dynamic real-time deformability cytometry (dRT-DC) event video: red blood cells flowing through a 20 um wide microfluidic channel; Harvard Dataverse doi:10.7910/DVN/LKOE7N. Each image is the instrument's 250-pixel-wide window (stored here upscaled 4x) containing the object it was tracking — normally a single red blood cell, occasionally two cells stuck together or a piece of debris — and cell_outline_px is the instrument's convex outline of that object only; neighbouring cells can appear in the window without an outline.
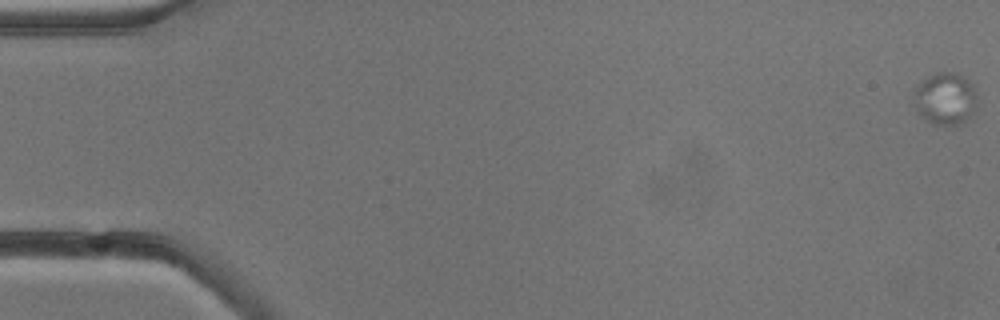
{"species": "common noctule bat (a hibernating species)", "species_latin": "Nyctalus noctula", "temperature_condition": "cold", "stored_images_in_passage": 4, "camera_frame_rate_fps": 3000, "um_per_image_px": 0.085, "animal": {"sex": "male", "body_mass_g": 13.3}, "frame": {"image": 1, "passage_image": 1, "time_ms": 0.0, "image_size_px": [1000, 320], "cell_outline_px": [[976, 108], [972, 116], [960, 124], [932, 124], [924, 120], [920, 116], [916, 108], [912, 96], [916, 88], [928, 76], [936, 72], [956, 72], [964, 76], [972, 84], [976, 92]], "centroid_in_image_um": [80.36, 8.39], "position_along_channel_um": 4.6, "area_um2": 19.48}}